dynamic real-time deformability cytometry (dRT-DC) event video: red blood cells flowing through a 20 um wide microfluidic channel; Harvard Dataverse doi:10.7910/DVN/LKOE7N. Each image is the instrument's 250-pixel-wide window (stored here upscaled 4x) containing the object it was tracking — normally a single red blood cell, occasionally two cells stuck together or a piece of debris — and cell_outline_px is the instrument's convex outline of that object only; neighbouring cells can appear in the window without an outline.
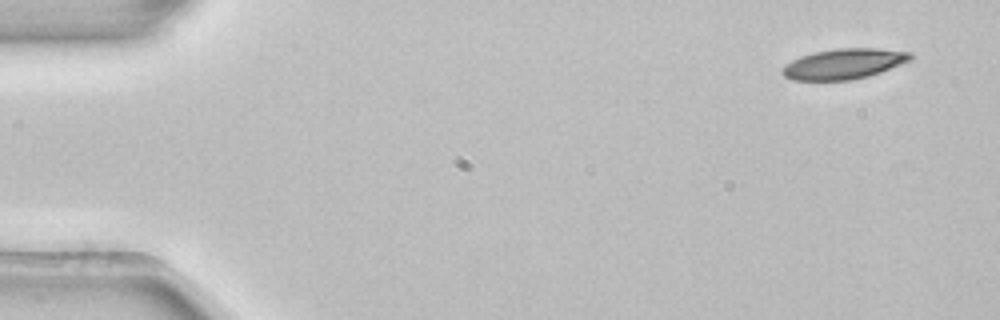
{"species": "common noctule bat (a hibernating species)", "species_latin": "Nyctalus noctula", "temperature_condition": "room temperature", "stored_images_in_passage": 4, "camera_frame_rate_fps": 3000, "um_per_image_px": 0.085, "animal": {"sex": "female", "body_mass_g": 22.7, "forearm_length_mm": 54.2}, "frame": {"image": 1, "passage_image": 1, "time_ms": 0.0, "image_size_px": [1000, 320], "cell_outline_px": [[916, 56], [912, 60], [880, 72], [868, 76], [852, 80], [792, 80], [784, 76], [780, 72], [780, 68], [784, 64], [800, 56], [816, 52], [836, 48], [876, 48], [912, 52]], "centroid_in_image_um": [71.74, 5.42], "position_along_channel_um": 13.3, "area_um2": 22.95}}
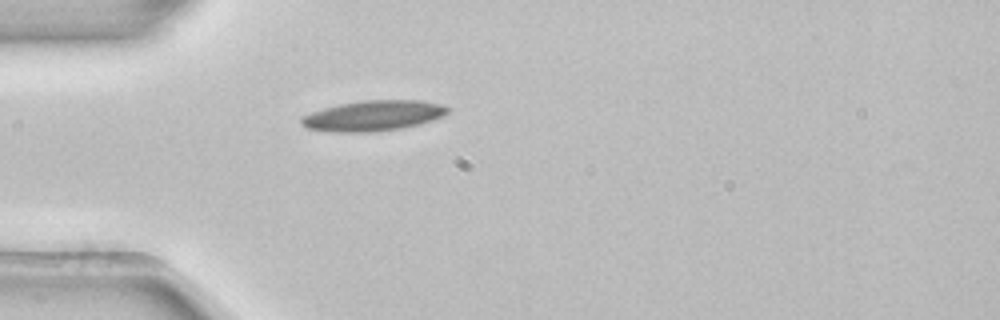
{"frame": {"image": 2, "passage_image": 4, "time_ms": 1.0, "image_size_px": [1000, 320], "cell_outline_px": [[452, 108], [444, 116], [420, 124], [400, 128], [376, 132], [328, 132], [308, 128], [300, 124], [300, 120], [304, 116], [312, 112], [324, 108], [340, 104], [364, 100], [416, 100], [440, 104]], "centroid_in_image_um": [31.74, 9.84], "position_along_channel_um": 53.3, "area_um2": 25.95}}